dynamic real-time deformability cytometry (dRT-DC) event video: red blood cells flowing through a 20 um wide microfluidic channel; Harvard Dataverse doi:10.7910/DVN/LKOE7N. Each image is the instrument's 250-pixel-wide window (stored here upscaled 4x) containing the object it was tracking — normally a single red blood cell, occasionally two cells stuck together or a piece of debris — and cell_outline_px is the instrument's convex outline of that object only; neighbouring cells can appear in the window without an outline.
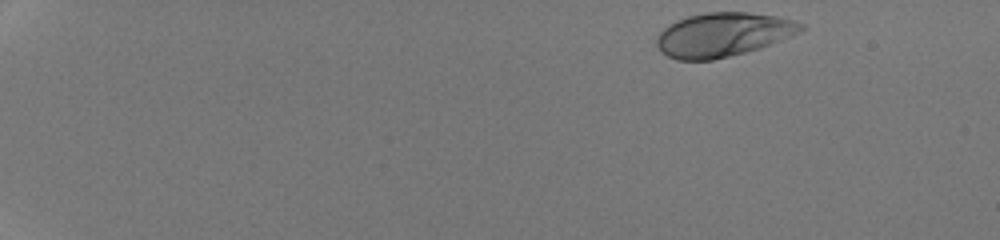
{"species": "human", "species_latin": "Homo sapiens", "temperature_condition": "room temperature", "stored_images_in_passage": 45, "camera_frame_rate_fps": 3000, "um_per_image_px": 0.085, "donor": {"sex": "male"}, "frame": {"image": 1, "passage_image": 1, "time_ms": 0.0, "image_size_px": [1000, 240], "cell_outline_px": [[808, 28], [800, 32], [760, 48], [712, 60], [676, 60], [660, 52], [656, 44], [656, 40], [660, 32], [668, 24], [676, 20], [688, 16], [704, 12], [748, 12], [776, 16], [796, 20], [804, 24]], "centroid_in_image_um": [61.46, 2.93], "position_along_channel_um": 23.5, "area_um2": 37.11}}
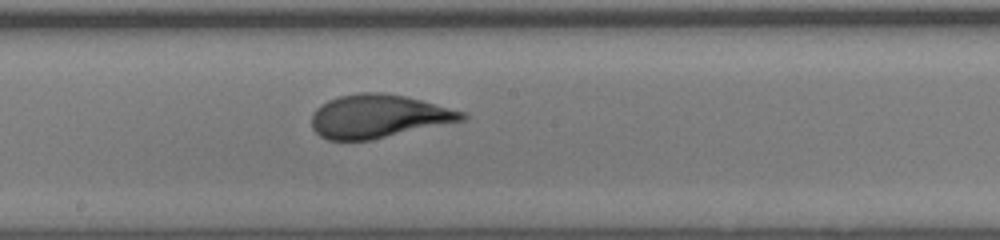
{"frame": {"image": 2, "passage_image": 26, "time_ms": 8.333, "image_size_px": [1000, 240], "cell_outline_px": [[468, 120], [368, 140], [328, 140], [320, 136], [312, 128], [312, 112], [316, 108], [328, 100], [340, 96], [360, 92], [380, 92], [404, 96], [420, 100], [464, 112], [468, 116]], "centroid_in_image_um": [32.16, 9.88], "position_along_channel_um": 216.0, "area_um2": 37.8}}
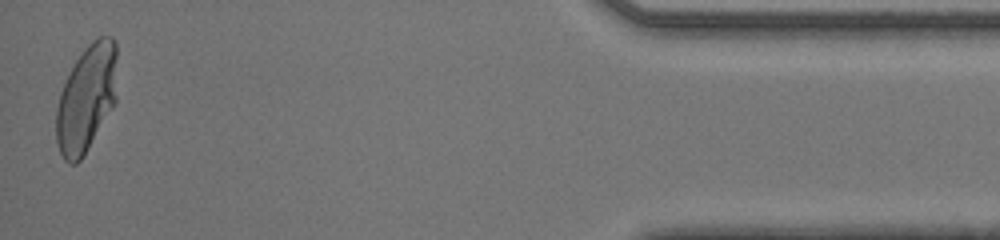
{"frame": {"image": 3, "passage_image": 45, "time_ms": 14.667, "image_size_px": [1000, 240], "cell_outline_px": [[116, 104], [84, 156], [76, 164], [68, 164], [64, 160], [60, 152], [56, 140], [56, 108], [60, 92], [76, 60], [84, 48], [92, 40], [100, 36], [112, 36], [116, 40]], "centroid_in_image_um": [7.36, 8.39], "position_along_channel_um": 427.8, "area_um2": 38.44}, "authors_computed_cell_mechanics": {"area_um2": 37.5122, "velocity_mm_per_s": 4.2718, "shape_relaxation_time_tau1_ms": 3.3532, "shape_relaxation_time_tau2_ms": null, "deformation_change_tau1": 0.1861, "deformation_change_tau2": null}}